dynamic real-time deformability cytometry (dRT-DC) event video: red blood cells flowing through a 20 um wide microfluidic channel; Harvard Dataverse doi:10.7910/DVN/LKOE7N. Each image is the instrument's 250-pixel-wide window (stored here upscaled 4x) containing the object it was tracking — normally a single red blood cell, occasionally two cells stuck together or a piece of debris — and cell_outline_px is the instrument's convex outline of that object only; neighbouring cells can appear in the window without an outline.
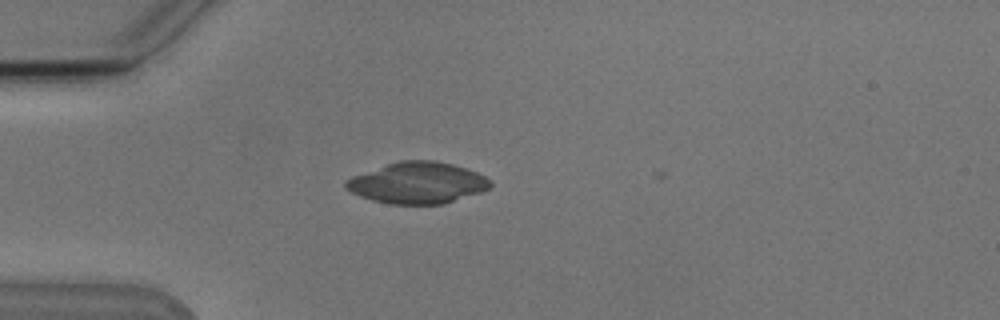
{"species": "Egyptian fruit bat (a non-hibernating species)", "species_latin": "Rousettus aegyptiacus", "temperature_condition": "cold", "stored_images_in_passage": 4, "camera_frame_rate_fps": 3000, "um_per_image_px": 0.085, "animal": {"sex": "male"}, "frame": {"image": 1, "passage_image": 2, "time_ms": 1.333, "image_size_px": [1000, 320], "cell_outline_px": [[492, 184], [488, 188], [480, 192], [444, 204], [388, 204], [372, 200], [360, 196], [344, 188], [344, 180], [352, 176], [400, 160], [436, 160], [468, 168], [492, 180]], "centroid_in_image_um": [35.48, 15.54], "position_along_channel_um": 49.5, "area_um2": 34.85}}